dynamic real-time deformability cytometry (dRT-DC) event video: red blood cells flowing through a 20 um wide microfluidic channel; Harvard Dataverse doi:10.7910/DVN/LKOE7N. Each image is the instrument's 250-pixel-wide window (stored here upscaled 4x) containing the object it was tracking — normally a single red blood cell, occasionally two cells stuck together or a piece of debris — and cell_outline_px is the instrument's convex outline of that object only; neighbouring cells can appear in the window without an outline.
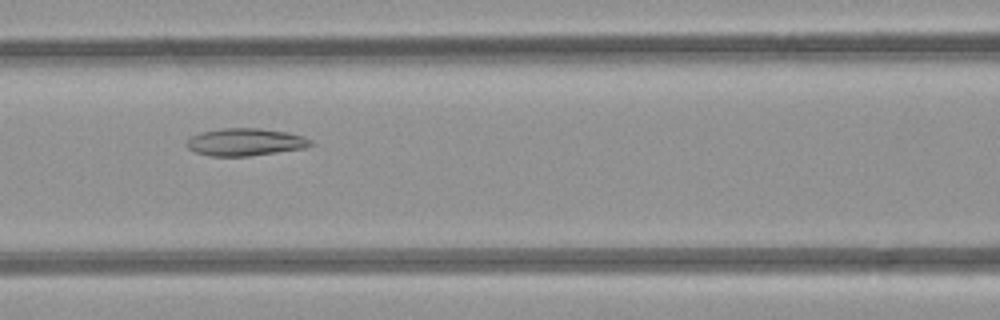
{"species": "common noctule bat (a hibernating species)", "species_latin": "Nyctalus noctula", "temperature_condition": "room temperature", "stored_images_in_passage": 7, "camera_frame_rate_fps": 3000, "um_per_image_px": 0.085, "animal": {"sex": "female", "body_mass_g": 21.9}, "frame": {"image": 1, "passage_image": 6, "time_ms": 6.667, "image_size_px": [1000, 320], "cell_outline_px": [[316, 144], [304, 148], [248, 156], [212, 156], [196, 152], [188, 148], [184, 144], [192, 136], [200, 132], [224, 128], [260, 128], [288, 132], [304, 136], [312, 140]], "centroid_in_image_um": [20.88, 12.07], "position_along_channel_um": 145.7, "area_um2": 19.88}}
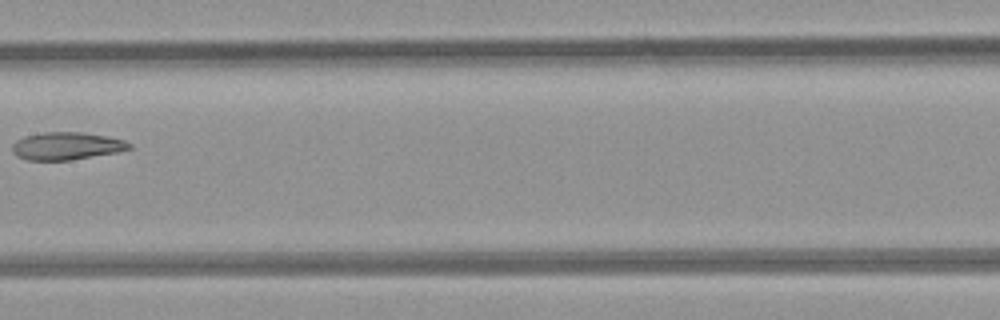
{"frame": {"image": 2, "passage_image": 7, "time_ms": 8.0, "image_size_px": [1000, 320], "cell_outline_px": [[132, 148], [120, 152], [68, 160], [28, 160], [16, 156], [12, 152], [12, 144], [16, 140], [24, 136], [44, 132], [80, 132], [108, 136], [124, 140], [132, 144]], "centroid_in_image_um": [5.66, 12.41], "position_along_channel_um": 201.7, "area_um2": 18.96}}